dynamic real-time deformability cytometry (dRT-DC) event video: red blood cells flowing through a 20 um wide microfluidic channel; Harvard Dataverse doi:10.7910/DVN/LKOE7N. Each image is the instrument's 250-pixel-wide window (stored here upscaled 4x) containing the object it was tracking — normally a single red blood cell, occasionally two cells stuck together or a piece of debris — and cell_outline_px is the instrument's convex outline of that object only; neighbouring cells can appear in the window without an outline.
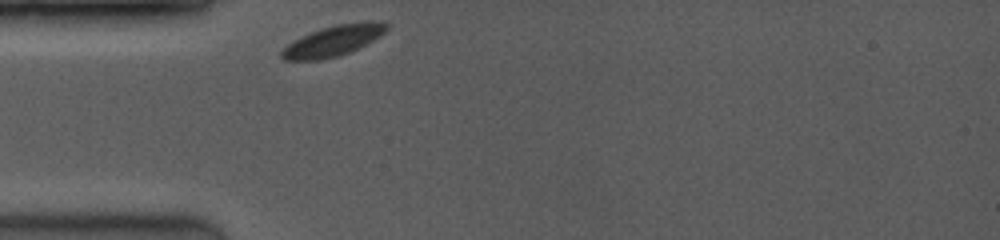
{"species": "common noctule bat (a hibernating species)", "species_latin": "Nyctalus noctula", "temperature_condition": "room temperature", "stored_images_in_passage": 36, "camera_frame_rate_fps": 3500, "um_per_image_px": 0.085, "animal": {"sex": "female", "body_mass_g": 19.0, "forearm_length_mm": 53.3}, "frame": {"image": 1, "passage_image": 1, "time_ms": 0.0, "image_size_px": [1000, 240], "cell_outline_px": [[388, 28], [380, 36], [340, 56], [320, 60], [284, 60], [280, 56], [280, 52], [288, 44], [300, 36], [320, 28], [336, 24], [388, 24]], "centroid_in_image_um": [28.18, 3.52], "position_along_channel_um": 56.8, "area_um2": 17.92}}
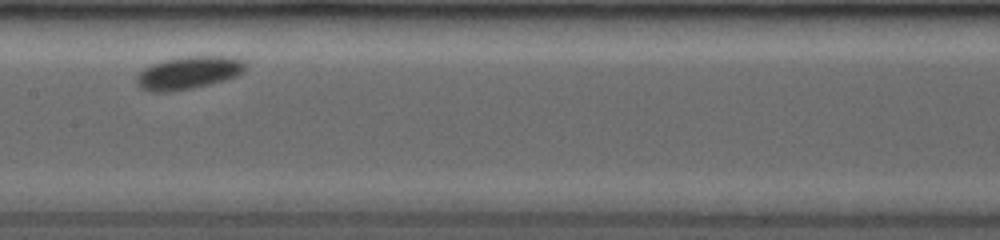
{"frame": {"image": 2, "passage_image": 16, "time_ms": 3.714, "image_size_px": [1000, 240], "cell_outline_px": [[248, 68], [236, 76], [224, 80], [192, 88], [168, 92], [152, 92], [140, 88], [136, 84], [136, 76], [144, 68], [152, 64], [164, 60], [188, 56], [232, 56], [244, 60], [248, 64]], "centroid_in_image_um": [16.05, 6.18], "position_along_channel_um": 191.4, "area_um2": 20.92}}
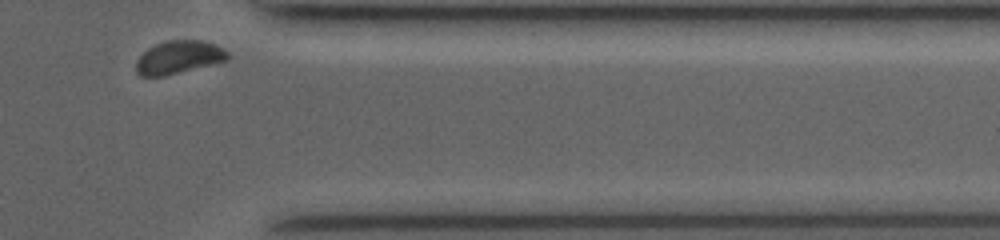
{"frame": {"image": 3, "passage_image": 36, "time_ms": 9.143, "image_size_px": [1000, 240], "cell_outline_px": [[228, 60], [164, 76], [140, 76], [136, 72], [136, 60], [148, 48], [156, 44], [168, 40], [200, 40], [216, 44], [224, 48], [228, 52]], "centroid_in_image_um": [15.19, 4.86], "position_along_channel_um": 396.2, "area_um2": 17.57}, "authors_computed_cell_mechanics": {"area_um2": 18.785, "velocity_mm_per_s": 3.7691, "shape_relaxation_time_tau1_ms": 0.8209, "shape_relaxation_time_tau2_ms": null, "deformation_change_tau1": 0.0517, "deformation_change_tau2": null}}